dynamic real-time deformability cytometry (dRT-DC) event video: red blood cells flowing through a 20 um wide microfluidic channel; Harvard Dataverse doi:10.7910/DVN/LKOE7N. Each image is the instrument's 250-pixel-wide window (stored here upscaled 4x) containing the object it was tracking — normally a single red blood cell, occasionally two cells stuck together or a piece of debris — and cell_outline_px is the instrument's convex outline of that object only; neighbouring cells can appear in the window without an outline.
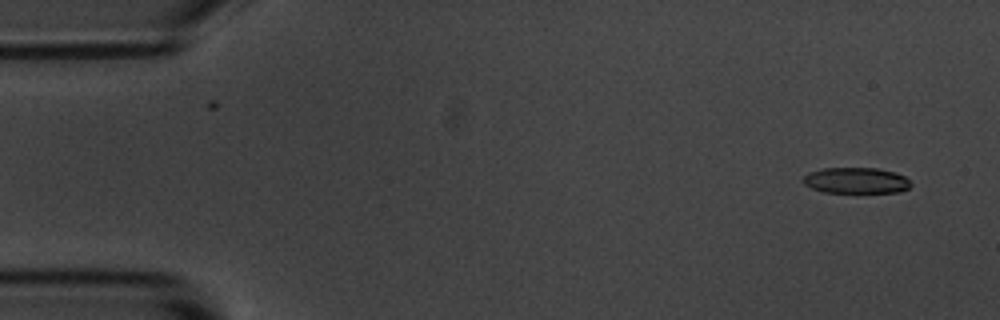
{"species": "common noctule bat (a hibernating species)", "species_latin": "Nyctalus noctula", "temperature_condition": "room temperature", "stored_images_in_passage": 15, "camera_frame_rate_fps": 3000, "um_per_image_px": 0.085, "animal": {"sex": "male", "body_mass_g": 20.1, "forearm_length_mm": 53.5}, "frame": {"image": 1, "passage_image": 2, "time_ms": 1.0, "image_size_px": [1000, 320], "cell_outline_px": [[912, 184], [908, 188], [900, 192], [824, 192], [812, 188], [804, 184], [800, 180], [808, 172], [824, 168], [876, 168], [896, 172], [904, 176]], "centroid_in_image_um": [72.74, 15.33], "position_along_channel_um": 12.3, "area_um2": 16.3}}
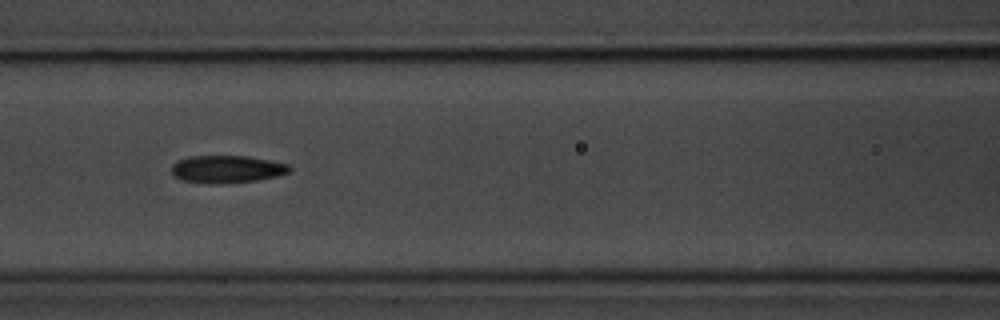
{"frame": {"image": 2, "passage_image": 7, "time_ms": 7.667, "image_size_px": [1000, 320], "cell_outline_px": [[292, 168], [288, 172], [276, 176], [256, 180], [180, 180], [172, 172], [172, 164], [176, 160], [188, 156], [248, 156], [288, 164]], "centroid_in_image_um": [19.3, 14.3], "position_along_channel_um": 147.3, "area_um2": 17.69}}
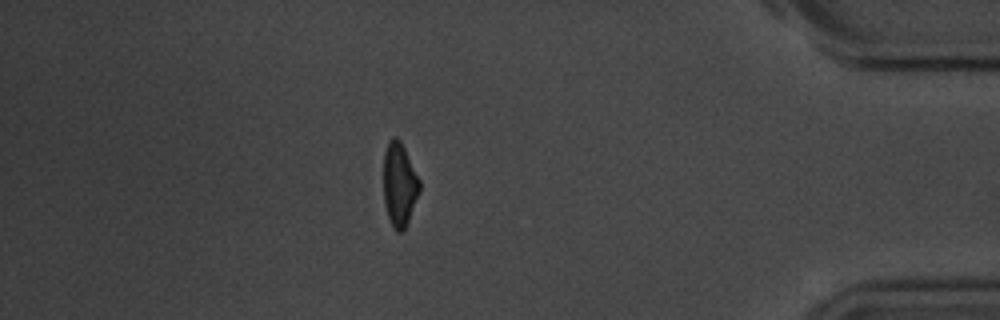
{"frame": {"image": 3, "passage_image": 14, "time_ms": 15.667, "image_size_px": [1000, 320], "cell_outline_px": [[420, 192], [408, 224], [400, 232], [396, 232], [392, 228], [384, 204], [384, 152], [388, 140], [392, 136], [396, 136], [400, 140], [420, 180]], "centroid_in_image_um": [33.95, 15.7], "position_along_channel_um": 401.2, "area_um2": 17.8}, "authors_computed_cell_mechanics": {"area_um2": 18.207, "velocity_mm_per_s": 3.6928, "shape_relaxation_time_tau1_ms": 3.1554, "shape_relaxation_time_tau2_ms": 2.0117, "deformation_change_tau1": 0.1182, "deformation_change_tau2": 0.0978}}